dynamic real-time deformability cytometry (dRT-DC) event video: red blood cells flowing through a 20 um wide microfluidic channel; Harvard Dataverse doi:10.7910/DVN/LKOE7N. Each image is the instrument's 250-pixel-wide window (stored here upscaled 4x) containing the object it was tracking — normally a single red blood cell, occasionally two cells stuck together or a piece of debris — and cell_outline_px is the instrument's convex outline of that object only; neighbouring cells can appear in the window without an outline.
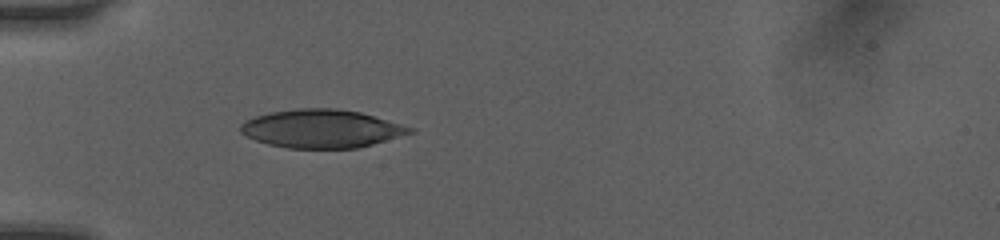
{"species": "human", "species_latin": "Homo sapiens", "temperature_condition": "room temperature", "stored_images_in_passage": 4, "camera_frame_rate_fps": 3000, "um_per_image_px": 0.085, "donor": {"sex": "female"}, "frame": {"image": 1, "passage_image": 1, "time_ms": 0.0, "image_size_px": [1000, 240], "cell_outline_px": [[416, 132], [372, 144], [356, 148], [288, 148], [268, 144], [256, 140], [240, 132], [240, 124], [244, 120], [268, 112], [296, 108], [336, 108], [360, 112], [416, 128]], "centroid_in_image_um": [27.34, 10.93], "position_along_channel_um": 57.7, "area_um2": 37.86}}
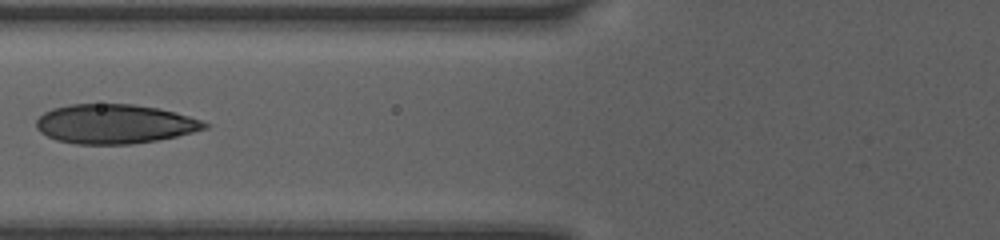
{"frame": {"image": 2, "passage_image": 3, "time_ms": 1.667, "image_size_px": [1000, 240], "cell_outline_px": [[208, 128], [176, 136], [156, 140], [132, 144], [76, 144], [56, 140], [40, 132], [36, 128], [36, 120], [44, 112], [52, 108], [68, 104], [132, 104], [156, 108], [176, 112], [200, 120], [208, 124]], "centroid_in_image_um": [9.7, 10.53], "position_along_channel_um": 116.1, "area_um2": 38.49}}
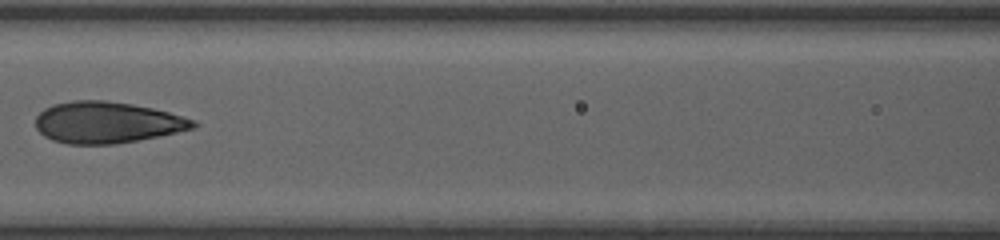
{"frame": {"image": 3, "passage_image": 4, "time_ms": 2.667, "image_size_px": [1000, 240], "cell_outline_px": [[200, 124], [196, 128], [116, 144], [68, 144], [52, 140], [44, 136], [36, 128], [36, 116], [44, 108], [52, 104], [72, 100], [104, 100], [132, 104], [152, 108], [184, 116], [196, 120]], "centroid_in_image_um": [9.09, 10.4], "position_along_channel_um": 157.5, "area_um2": 38.15}}